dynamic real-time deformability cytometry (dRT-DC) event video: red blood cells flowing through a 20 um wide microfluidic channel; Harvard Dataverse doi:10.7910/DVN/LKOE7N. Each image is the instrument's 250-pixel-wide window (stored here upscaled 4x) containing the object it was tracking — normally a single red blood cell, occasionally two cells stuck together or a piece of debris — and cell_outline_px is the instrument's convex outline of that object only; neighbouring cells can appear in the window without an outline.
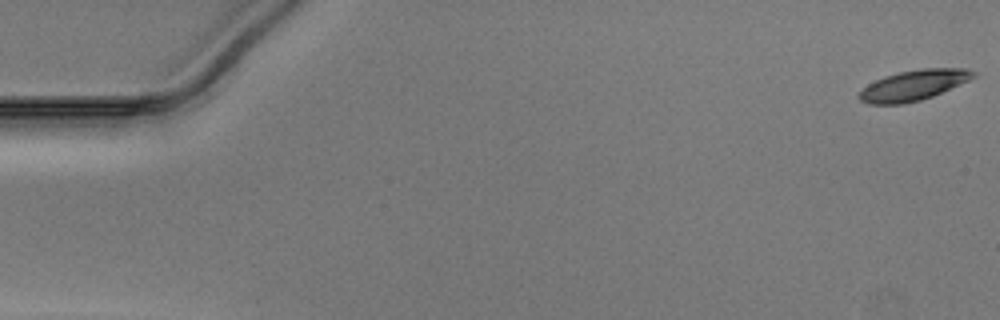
{"species": "Egyptian fruit bat (a non-hibernating species)", "species_latin": "Rousettus aegyptiacus", "temperature_condition": "warm", "stored_images_in_passage": 11, "camera_frame_rate_fps": 3000, "um_per_image_px": 0.085, "animal": {"sex": "male"}, "frame": {"image": 1, "passage_image": 1, "time_ms": 0.0, "image_size_px": [1000, 320], "cell_outline_px": [[976, 76], [968, 80], [932, 96], [920, 100], [904, 104], [868, 104], [860, 100], [856, 96], [868, 84], [884, 76], [900, 72], [920, 68], [968, 68], [976, 72]], "centroid_in_image_um": [77.64, 7.24], "position_along_channel_um": 7.4, "area_um2": 20.11}}